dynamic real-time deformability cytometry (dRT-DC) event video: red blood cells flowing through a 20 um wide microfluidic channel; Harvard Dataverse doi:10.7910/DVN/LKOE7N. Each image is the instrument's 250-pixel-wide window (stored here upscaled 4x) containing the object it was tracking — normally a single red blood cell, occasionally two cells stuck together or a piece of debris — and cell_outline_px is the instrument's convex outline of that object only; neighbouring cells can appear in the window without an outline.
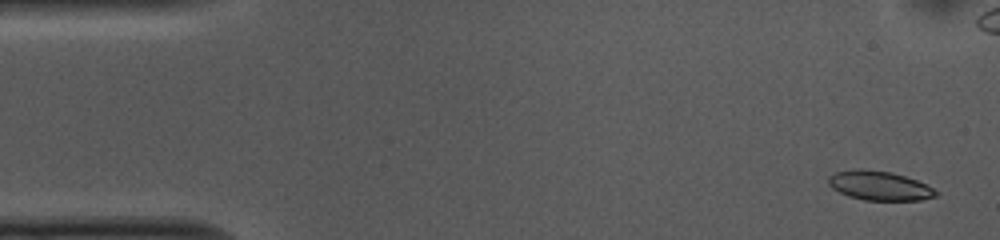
{"species": "common noctule bat (a hibernating species)", "species_latin": "Nyctalus noctula", "temperature_condition": "cold", "stored_images_in_passage": 53, "camera_frame_rate_fps": 3000, "um_per_image_px": 0.085, "animal": {"sex": "female", "body_mass_g": 10.0, "forearm_length_mm": 53.1}, "frame": {"image": 1, "passage_image": 2, "time_ms": 0.333, "image_size_px": [1000, 240], "cell_outline_px": [[940, 192], [936, 196], [920, 200], [864, 200], [848, 196], [832, 188], [828, 184], [828, 176], [836, 172], [860, 168], [892, 172], [916, 180]], "centroid_in_image_um": [74.73, 15.78], "position_along_channel_um": 10.3, "area_um2": 18.26}}
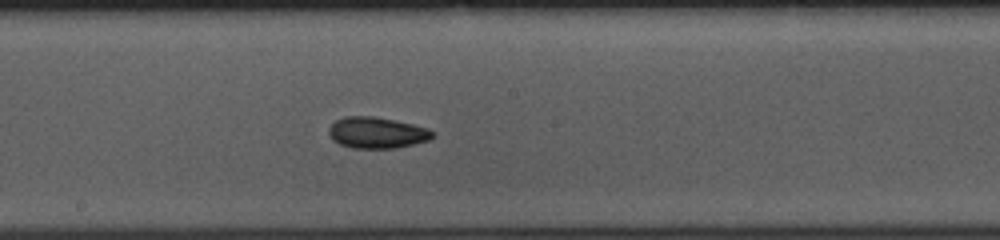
{"frame": {"image": 2, "passage_image": 27, "time_ms": 8.667, "image_size_px": [1000, 240], "cell_outline_px": [[436, 132], [428, 140], [396, 148], [352, 148], [340, 144], [332, 140], [328, 132], [328, 128], [336, 120], [344, 116], [372, 116], [396, 120], [428, 128]], "centroid_in_image_um": [32.01, 11.27], "position_along_channel_um": 216.2, "area_um2": 18.9}}
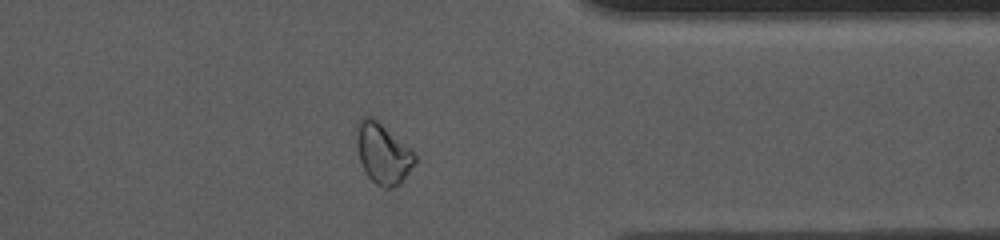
{"frame": {"image": 3, "passage_image": 41, "time_ms": 13.333, "image_size_px": [1000, 240], "cell_outline_px": [[416, 164], [400, 184], [392, 188], [384, 188], [376, 184], [368, 176], [360, 160], [356, 144], [356, 124], [360, 116], [372, 116], [408, 148], [416, 156]], "centroid_in_image_um": [32.52, 13.05], "position_along_channel_um": 378.9, "area_um2": 20.35}, "authors_computed_cell_mechanics": {"area_um2": 18.785, "velocity_mm_per_s": 3.7328, "shape_relaxation_time_tau1_ms": 3.5527, "shape_relaxation_time_tau2_ms": 3.4804, "deformation_change_tau1": 0.0734, "deformation_change_tau2": 0.0686}}